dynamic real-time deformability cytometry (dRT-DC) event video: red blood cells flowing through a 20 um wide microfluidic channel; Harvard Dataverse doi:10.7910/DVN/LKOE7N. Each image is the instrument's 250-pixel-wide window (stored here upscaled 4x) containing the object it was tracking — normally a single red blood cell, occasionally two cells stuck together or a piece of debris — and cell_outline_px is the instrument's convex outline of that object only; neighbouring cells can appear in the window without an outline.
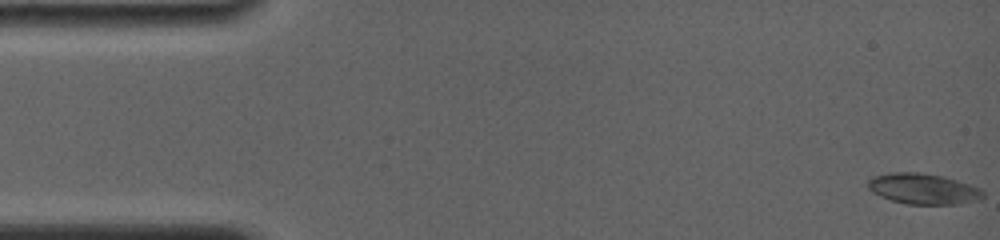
{"species": "common noctule bat (a hibernating species)", "species_latin": "Nyctalus noctula", "temperature_condition": "room temperature", "stored_images_in_passage": 11, "camera_frame_rate_fps": 4000, "um_per_image_px": 0.085, "animal": {"sex": "female", "body_mass_g": 19.0, "forearm_length_mm": 56.7}, "frame": {"image": 1, "passage_image": 1, "time_ms": 0.0, "image_size_px": [1000, 240], "cell_outline_px": [[984, 196], [980, 200], [960, 204], [904, 204], [880, 196], [872, 192], [868, 188], [868, 180], [872, 176], [892, 172], [916, 172], [944, 176], [980, 188], [984, 192]], "centroid_in_image_um": [78.47, 16.05], "position_along_channel_um": 6.5, "area_um2": 20.69}}
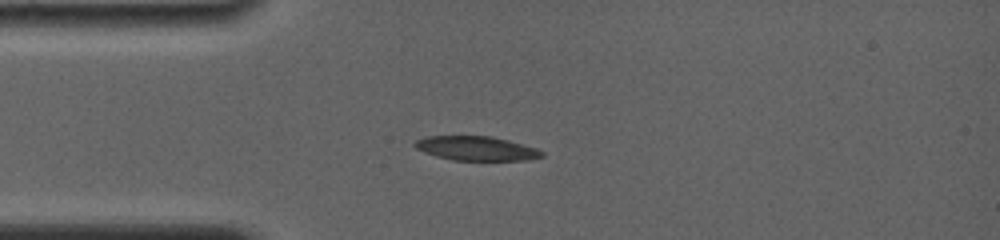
{"frame": {"image": 2, "passage_image": 7, "time_ms": 4.0, "image_size_px": [1000, 240], "cell_outline_px": [[544, 156], [528, 160], [452, 160], [436, 156], [424, 152], [416, 148], [412, 144], [416, 140], [424, 136], [492, 136], [508, 140], [536, 148], [544, 152]], "centroid_in_image_um": [40.47, 12.61], "position_along_channel_um": 44.5, "area_um2": 17.98}}
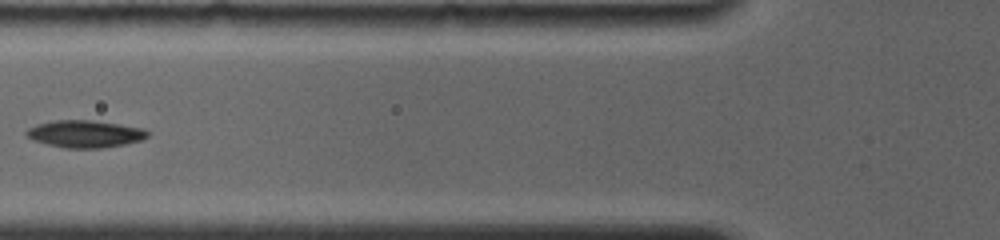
{"frame": {"image": 3, "passage_image": 10, "time_ms": 6.25, "image_size_px": [1000, 240], "cell_outline_px": [[148, 136], [140, 140], [124, 144], [100, 148], [64, 148], [32, 140], [24, 136], [24, 132], [28, 128], [36, 124], [52, 120], [92, 120], [144, 128], [148, 132]], "centroid_in_image_um": [7.16, 11.37], "position_along_channel_um": 118.6, "area_um2": 19.31}}